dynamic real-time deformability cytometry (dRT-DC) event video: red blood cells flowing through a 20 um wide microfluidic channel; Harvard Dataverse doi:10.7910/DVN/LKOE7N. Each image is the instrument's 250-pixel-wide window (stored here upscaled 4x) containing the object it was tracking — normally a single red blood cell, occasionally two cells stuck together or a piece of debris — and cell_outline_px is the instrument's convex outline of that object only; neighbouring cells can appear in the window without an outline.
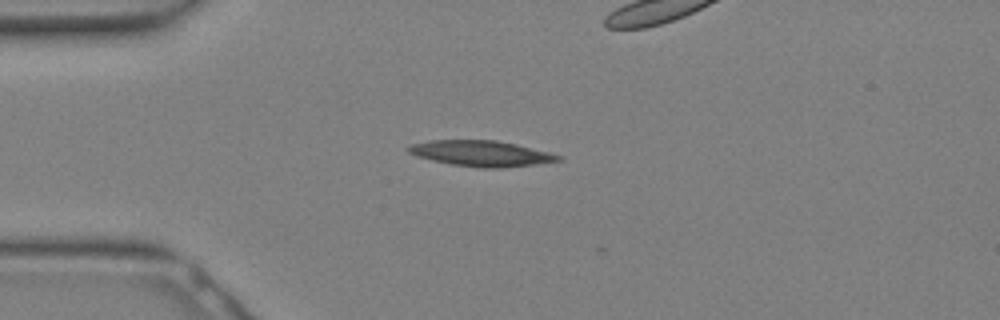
{"species": "Egyptian fruit bat (a non-hibernating species)", "species_latin": "Rousettus aegyptiacus", "temperature_condition": "warm", "stored_images_in_passage": 9, "segment_of_instrument_passage": [1, 2], "camera_frame_rate_fps": 3000, "um_per_image_px": 0.085, "animal": {"sex": "female"}, "frame": {"image": 1, "passage_image": 1, "time_ms": 0.0, "image_size_px": [1000, 320], "cell_outline_px": [[560, 160], [536, 164], [500, 168], [480, 168], [452, 164], [432, 160], [416, 156], [408, 152], [404, 148], [412, 144], [432, 140], [496, 140], [516, 144], [548, 152], [560, 156]], "centroid_in_image_um": [40.84, 13.04], "position_along_channel_um": 44.2, "area_um2": 22.25}}
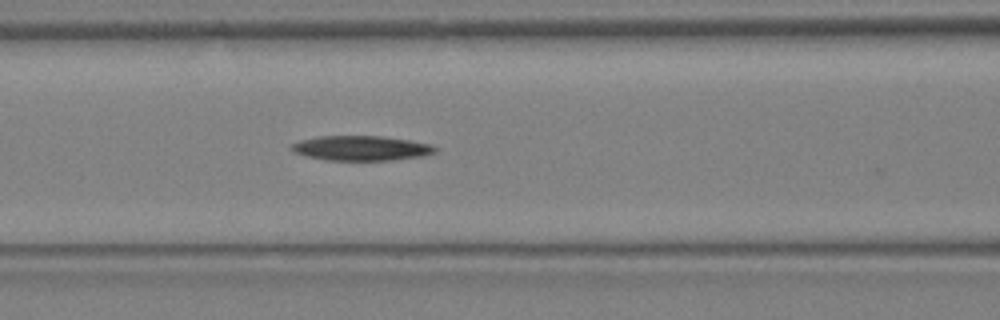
{"frame": {"image": 2, "passage_image": 6, "time_ms": 1.667, "image_size_px": [1000, 320], "cell_outline_px": [[436, 152], [420, 156], [388, 160], [328, 160], [308, 156], [292, 152], [288, 148], [292, 144], [300, 140], [316, 136], [380, 136], [408, 140], [432, 144], [436, 148]], "centroid_in_image_um": [30.64, 12.58], "position_along_channel_um": 136.0, "area_um2": 20.63}}
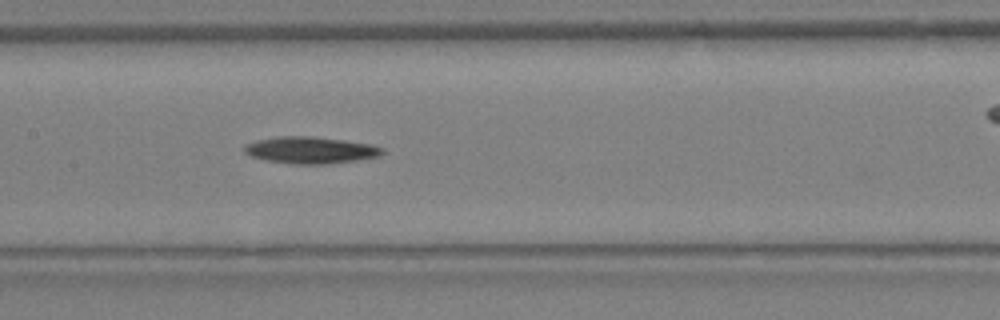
{"frame": {"image": 3, "passage_image": 8, "time_ms": 2.333, "image_size_px": [1000, 320], "cell_outline_px": [[384, 152], [380, 156], [356, 160], [324, 164], [292, 164], [264, 160], [252, 156], [244, 152], [244, 148], [248, 144], [256, 140], [276, 136], [312, 136], [372, 144], [384, 148]], "centroid_in_image_um": [26.4, 12.76], "position_along_channel_um": 181.0, "area_um2": 21.5}}